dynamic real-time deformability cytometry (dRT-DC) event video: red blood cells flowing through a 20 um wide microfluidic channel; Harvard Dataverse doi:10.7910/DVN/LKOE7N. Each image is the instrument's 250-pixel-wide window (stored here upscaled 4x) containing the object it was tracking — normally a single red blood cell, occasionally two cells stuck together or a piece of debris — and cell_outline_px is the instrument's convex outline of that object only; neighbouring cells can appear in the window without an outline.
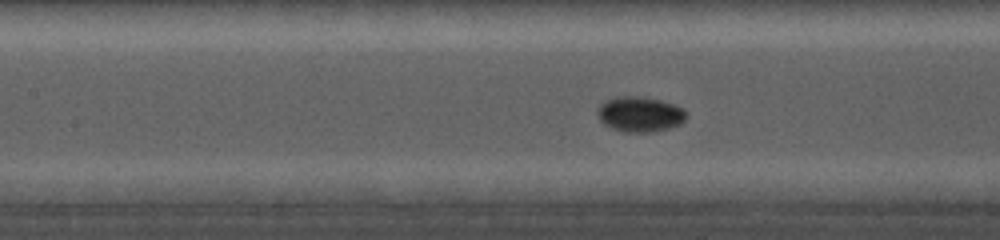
{"species": "common noctule bat (a hibernating species)", "species_latin": "Nyctalus noctula", "temperature_condition": "cold", "stored_images_in_passage": 64, "camera_frame_rate_fps": 5000, "um_per_image_px": 0.085, "animal": {"sex": "female", "body_mass_g": 19.0, "forearm_length_mm": 56.7}, "frame": {"image": 1, "passage_image": 21, "time_ms": 2.4, "image_size_px": [1000, 240], "cell_outline_px": [[688, 116], [680, 124], [668, 128], [652, 132], [624, 132], [612, 128], [604, 124], [600, 120], [596, 112], [600, 104], [604, 100], [616, 96], [640, 96], [660, 100], [684, 108]], "centroid_in_image_um": [54.37, 9.7], "position_along_channel_um": 153.0, "area_um2": 18.38}}
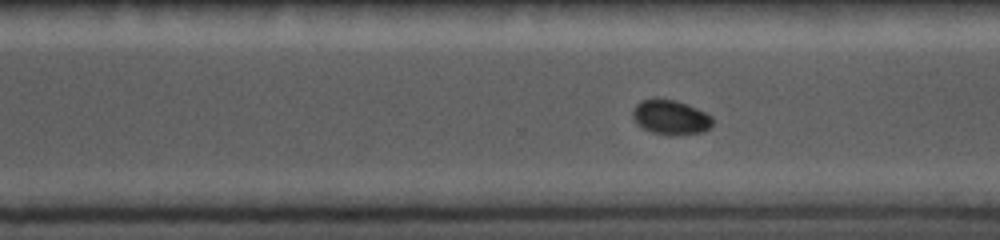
{"frame": {"image": 2, "passage_image": 56, "time_ms": 6.6, "image_size_px": [1000, 240], "cell_outline_px": [[712, 128], [704, 132], [652, 132], [636, 124], [632, 116], [632, 108], [640, 100], [676, 100], [688, 104], [708, 112], [712, 116]], "centroid_in_image_um": [57.02, 9.92], "position_along_channel_um": 313.6, "area_um2": 15.61}}
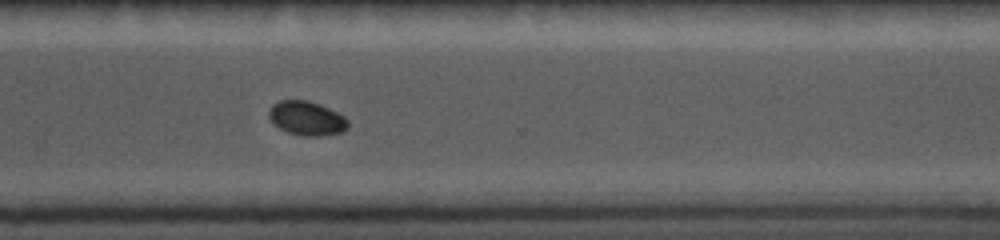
{"frame": {"image": 3, "passage_image": 60, "time_ms": 7.4, "image_size_px": [1000, 240], "cell_outline_px": [[348, 128], [344, 132], [320, 136], [300, 136], [288, 132], [280, 128], [268, 116], [268, 112], [272, 104], [280, 100], [308, 100], [320, 104], [344, 116], [348, 120]], "centroid_in_image_um": [26.09, 10.06], "position_along_channel_um": 344.5, "area_um2": 15.78}}